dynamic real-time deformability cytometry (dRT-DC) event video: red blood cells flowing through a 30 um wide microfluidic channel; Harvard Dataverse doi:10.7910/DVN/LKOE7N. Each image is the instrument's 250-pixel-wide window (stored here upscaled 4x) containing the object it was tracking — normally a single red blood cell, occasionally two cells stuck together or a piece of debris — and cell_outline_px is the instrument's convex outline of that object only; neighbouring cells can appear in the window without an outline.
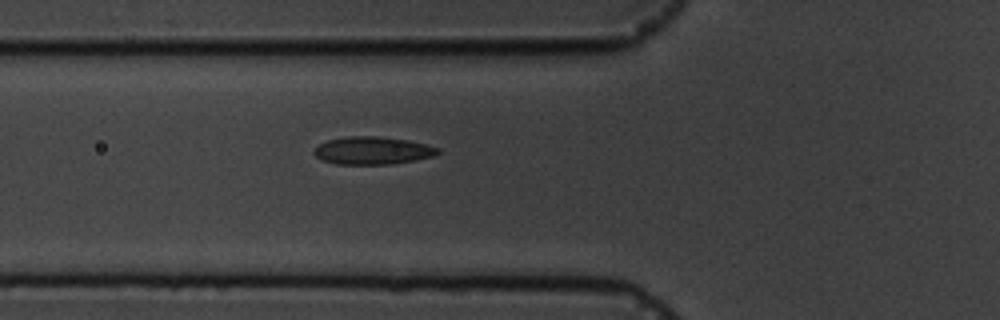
{"species": "common noctule bat (a hibernating species)", "species_latin": "Nyctalus noctula", "temperature_condition": "cold", "stored_images_in_passage": 5, "camera_frame_rate_fps": 3000, "um_per_image_px": 0.085, "animal": {"sex": "male", "body_mass_g": 19.5, "forearm_length_mm": 54.6}, "frame": {"image": 1, "passage_image": 5, "time_ms": 5.0, "image_size_px": [1000, 320], "cell_outline_px": [[440, 152], [436, 156], [416, 160], [392, 164], [336, 164], [324, 160], [316, 156], [312, 152], [320, 144], [328, 140], [344, 136], [380, 136], [408, 140], [428, 144], [440, 148]], "centroid_in_image_um": [31.73, 12.79], "position_along_channel_um": 94.1, "area_um2": 20.17}}